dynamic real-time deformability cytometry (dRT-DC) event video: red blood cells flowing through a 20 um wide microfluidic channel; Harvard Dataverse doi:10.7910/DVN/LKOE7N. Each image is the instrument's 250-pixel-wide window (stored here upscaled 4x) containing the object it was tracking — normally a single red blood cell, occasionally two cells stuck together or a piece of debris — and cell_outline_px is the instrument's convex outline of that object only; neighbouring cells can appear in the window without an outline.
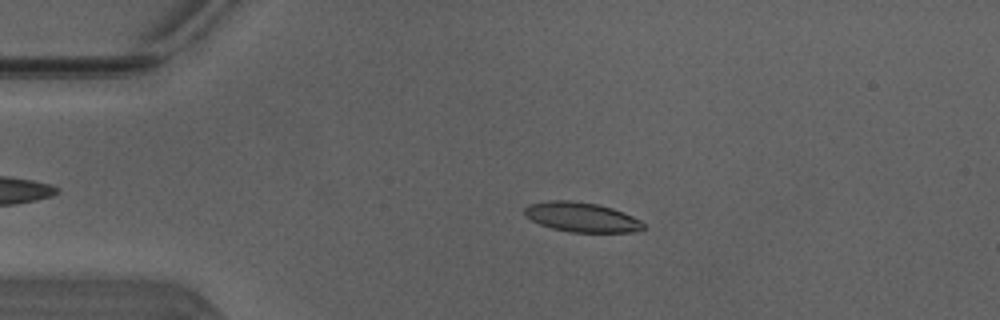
{"species": "Egyptian fruit bat (a non-hibernating species)", "species_latin": "Rousettus aegyptiacus", "temperature_condition": "warm", "stored_images_in_passage": 40, "camera_frame_rate_fps": 3000, "um_per_image_px": 0.085, "animal": {"sex": "male"}, "frame": {"image": 1, "passage_image": 7, "time_ms": 2.0, "image_size_px": [1000, 320], "cell_outline_px": [[644, 228], [636, 232], [572, 232], [552, 228], [540, 224], [524, 216], [524, 208], [528, 204], [548, 200], [568, 200], [596, 204], [612, 208], [624, 212], [640, 220], [644, 224]], "centroid_in_image_um": [49.42, 18.45], "position_along_channel_um": 35.6, "area_um2": 20.52}}
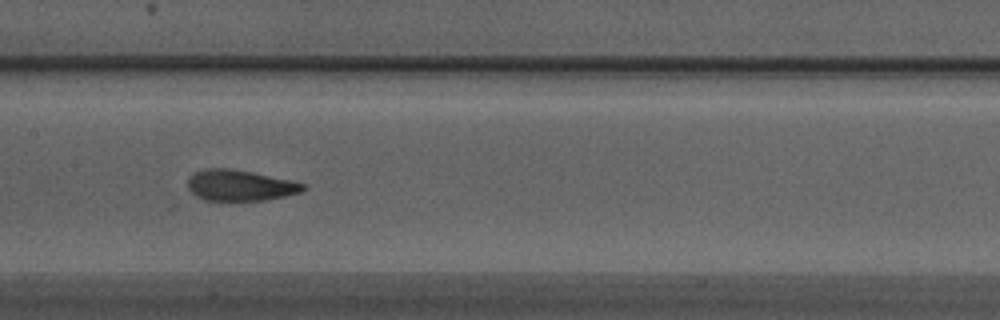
{"frame": {"image": 2, "passage_image": 21, "time_ms": 6.667, "image_size_px": [1000, 320], "cell_outline_px": [[304, 188], [300, 192], [284, 196], [264, 200], [204, 200], [196, 196], [188, 188], [188, 176], [204, 168], [228, 168], [252, 172], [288, 180], [304, 184]], "centroid_in_image_um": [20.33, 15.75], "position_along_channel_um": 187.1, "area_um2": 20.46}}
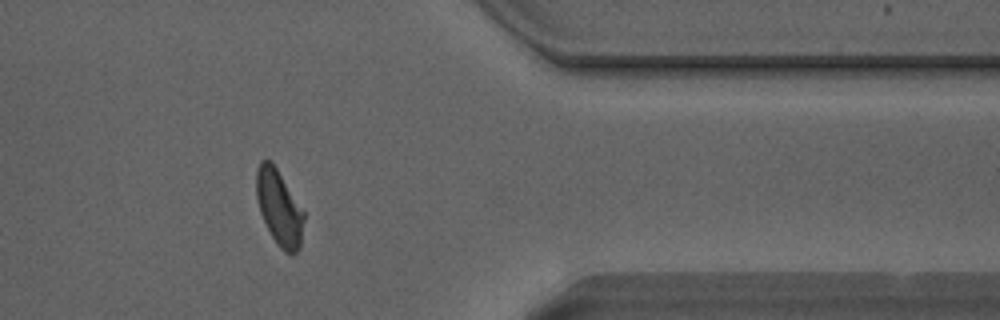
{"frame": {"image": 3, "passage_image": 37, "time_ms": 12.0, "image_size_px": [1000, 320], "cell_outline_px": [[304, 220], [300, 248], [292, 256], [288, 256], [280, 248], [272, 236], [260, 212], [256, 200], [256, 168], [260, 160], [272, 160], [304, 212]], "centroid_in_image_um": [23.72, 17.65], "position_along_channel_um": 387.7, "area_um2": 21.04}, "authors_computed_cell_mechanics": {"area_um2": 20.6346, "velocity_mm_per_s": 4.116, "shape_relaxation_time_tau1_ms": 5.7108, "shape_relaxation_time_tau2_ms": 1.4171, "deformation_change_tau1": 0.1969, "deformation_change_tau2": 0.077}}